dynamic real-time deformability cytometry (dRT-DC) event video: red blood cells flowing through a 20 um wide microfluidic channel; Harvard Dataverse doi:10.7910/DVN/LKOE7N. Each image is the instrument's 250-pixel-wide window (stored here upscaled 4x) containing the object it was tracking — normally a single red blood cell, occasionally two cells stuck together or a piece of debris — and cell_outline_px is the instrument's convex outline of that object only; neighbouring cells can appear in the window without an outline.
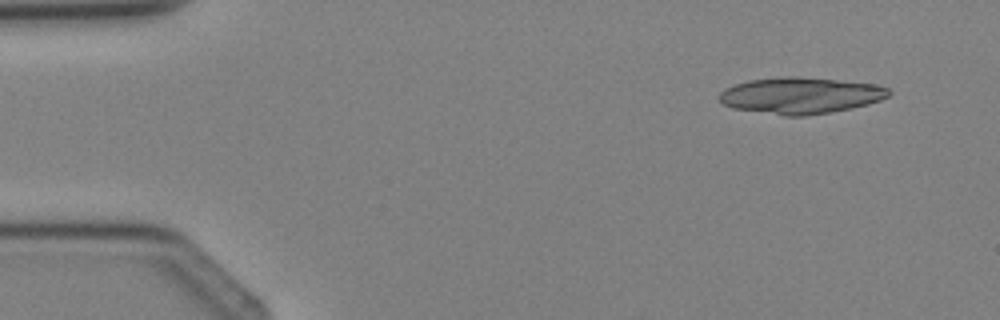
{"species": "Egyptian fruit bat (a non-hibernating species)", "species_latin": "Rousettus aegyptiacus", "temperature_condition": "cold", "stored_images_in_passage": 2, "camera_frame_rate_fps": 3000, "um_per_image_px": 0.085, "animal": {"sex": "female"}, "frame": {"image": 1, "passage_image": 1, "time_ms": 0.0, "image_size_px": [1000, 320], "cell_outline_px": [[892, 92], [888, 96], [880, 100], [868, 104], [852, 108], [804, 116], [784, 116], [732, 108], [724, 104], [720, 100], [720, 92], [736, 84], [748, 80], [784, 76], [796, 76], [836, 80], [872, 84], [888, 88]], "centroid_in_image_um": [68.04, 8.12], "position_along_channel_um": 17.0, "area_um2": 35.66}}